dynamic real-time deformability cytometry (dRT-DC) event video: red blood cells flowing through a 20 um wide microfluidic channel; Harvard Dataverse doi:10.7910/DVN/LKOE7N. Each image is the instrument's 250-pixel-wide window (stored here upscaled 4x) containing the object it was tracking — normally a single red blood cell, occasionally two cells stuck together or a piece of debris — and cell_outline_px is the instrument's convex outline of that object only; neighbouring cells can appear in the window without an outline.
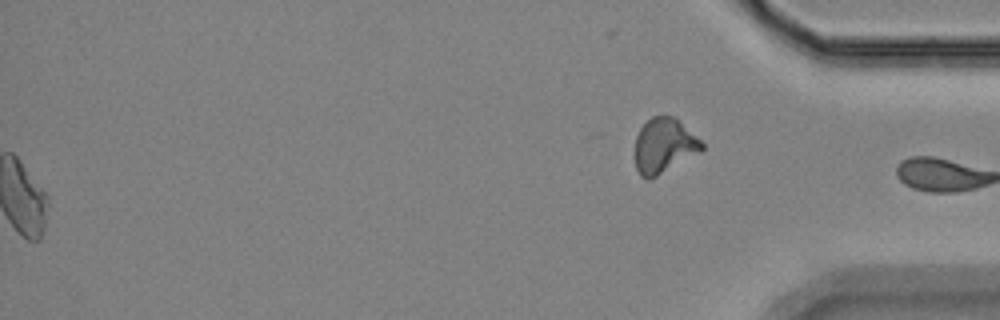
{"species": "Egyptian fruit bat (a non-hibernating species)", "species_latin": "Rousettus aegyptiacus", "temperature_condition": "room temperature", "stored_images_in_passage": 57, "segment_of_instrument_passage": [2, 2], "camera_frame_rate_fps": 3000, "um_per_image_px": 0.085, "animal": {"sex": "female"}, "frame": {"image": 1, "passage_image": 57, "time_ms": 18.667, "image_size_px": [1000, 320], "cell_outline_px": [[704, 148], [656, 176], [648, 180], [640, 176], [636, 168], [636, 136], [640, 128], [652, 116], [676, 116], [704, 144]], "centroid_in_image_um": [56.42, 12.35], "position_along_channel_um": 378.8, "area_um2": 20.92}}